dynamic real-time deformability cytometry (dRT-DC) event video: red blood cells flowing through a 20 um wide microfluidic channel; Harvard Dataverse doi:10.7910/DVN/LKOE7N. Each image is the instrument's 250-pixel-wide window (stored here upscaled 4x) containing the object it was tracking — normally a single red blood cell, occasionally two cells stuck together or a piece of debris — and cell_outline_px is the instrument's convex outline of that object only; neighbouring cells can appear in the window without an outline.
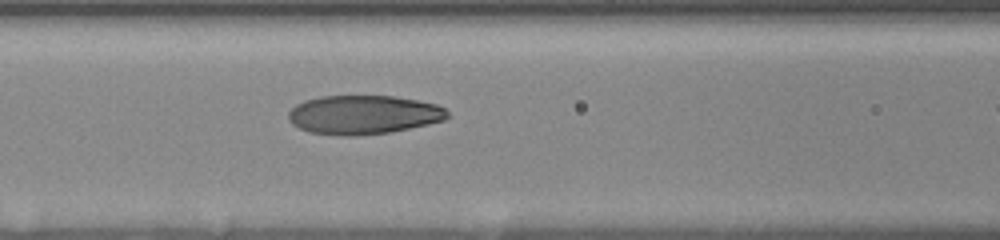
{"species": "human", "species_latin": "Homo sapiens", "temperature_condition": "room temperature", "stored_images_in_passage": 17, "camera_frame_rate_fps": 3000, "um_per_image_px": 0.085, "donor": {"sex": "female"}, "frame": {"image": 1, "passage_image": 10, "time_ms": 6.667, "image_size_px": [1000, 240], "cell_outline_px": [[448, 116], [444, 120], [428, 124], [392, 132], [356, 136], [344, 136], [308, 132], [292, 124], [288, 120], [288, 112], [296, 104], [304, 100], [320, 96], [392, 96], [416, 100], [436, 104], [444, 108], [448, 112]], "centroid_in_image_um": [30.86, 9.76], "position_along_channel_um": 135.7, "area_um2": 36.18}}
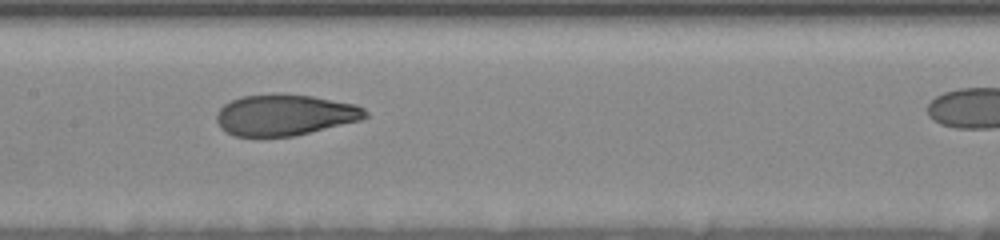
{"frame": {"image": 2, "passage_image": 12, "time_ms": 8.0, "image_size_px": [1000, 240], "cell_outline_px": [[368, 116], [360, 120], [292, 136], [236, 136], [224, 132], [220, 128], [216, 120], [216, 112], [224, 104], [232, 100], [244, 96], [312, 96], [356, 104], [364, 108], [368, 112]], "centroid_in_image_um": [24.2, 9.8], "position_along_channel_um": 183.2, "area_um2": 34.8}}
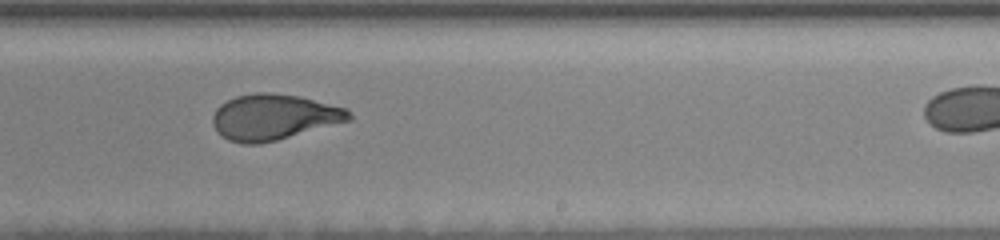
{"frame": {"image": 3, "passage_image": 15, "time_ms": 10.333, "image_size_px": [1000, 240], "cell_outline_px": [[352, 120], [276, 140], [260, 144], [240, 144], [228, 140], [212, 124], [212, 116], [216, 108], [220, 104], [236, 96], [256, 92], [272, 92], [300, 96], [348, 108], [352, 116]], "centroid_in_image_um": [23.29, 9.94], "position_along_channel_um": 265.7, "area_um2": 36.47}}